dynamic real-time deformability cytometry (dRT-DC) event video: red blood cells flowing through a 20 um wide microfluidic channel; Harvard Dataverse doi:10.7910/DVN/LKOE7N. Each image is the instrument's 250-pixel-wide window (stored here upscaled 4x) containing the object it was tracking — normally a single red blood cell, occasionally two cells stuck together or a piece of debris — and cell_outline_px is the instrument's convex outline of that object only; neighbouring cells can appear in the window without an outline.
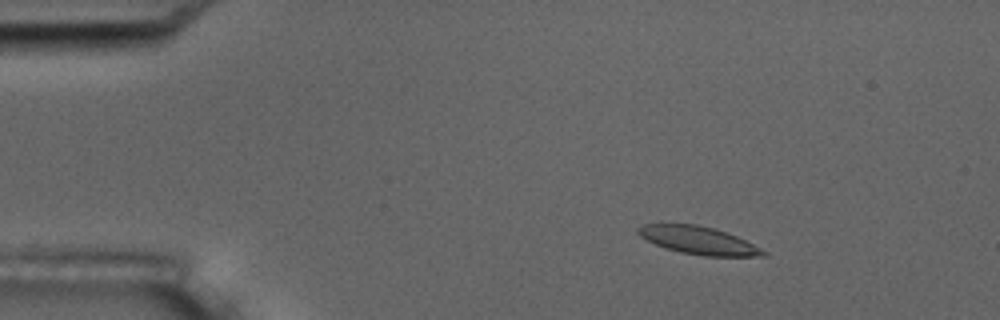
{"species": "common noctule bat (a hibernating species)", "species_latin": "Nyctalus noctula", "temperature_condition": "room temperature", "stored_images_in_passage": 6, "camera_frame_rate_fps": 3000, "um_per_image_px": 0.085, "animal": {"sex": "male", "body_mass_g": 17.5, "forearm_length_mm": 52.3}, "frame": {"image": 1, "passage_image": 2, "time_ms": 1.333, "image_size_px": [1000, 320], "cell_outline_px": [[768, 256], [704, 256], [680, 252], [656, 244], [640, 236], [636, 232], [636, 228], [640, 224], [696, 224], [712, 228], [736, 236], [768, 252]], "centroid_in_image_um": [59.35, 20.43], "position_along_channel_um": 25.6, "area_um2": 20.0}}
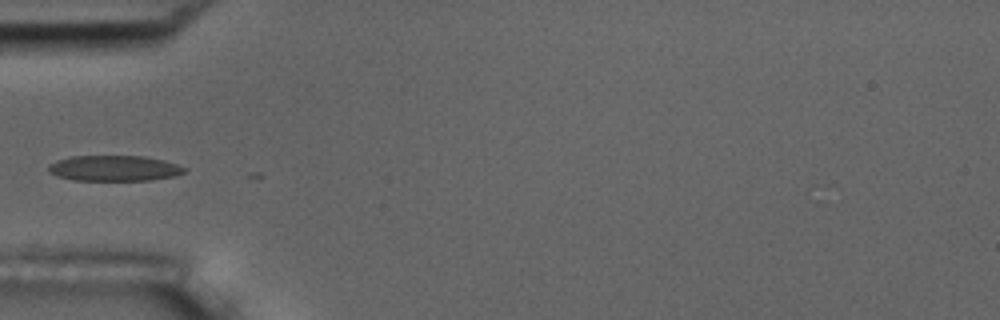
{"frame": {"image": 2, "passage_image": 5, "time_ms": 4.667, "image_size_px": [1000, 320], "cell_outline_px": [[188, 168], [184, 172], [176, 176], [152, 180], [72, 180], [56, 176], [48, 172], [48, 164], [56, 160], [68, 156], [144, 156], [164, 160]], "centroid_in_image_um": [9.68, 14.3], "position_along_channel_um": 75.3, "area_um2": 20.52}}